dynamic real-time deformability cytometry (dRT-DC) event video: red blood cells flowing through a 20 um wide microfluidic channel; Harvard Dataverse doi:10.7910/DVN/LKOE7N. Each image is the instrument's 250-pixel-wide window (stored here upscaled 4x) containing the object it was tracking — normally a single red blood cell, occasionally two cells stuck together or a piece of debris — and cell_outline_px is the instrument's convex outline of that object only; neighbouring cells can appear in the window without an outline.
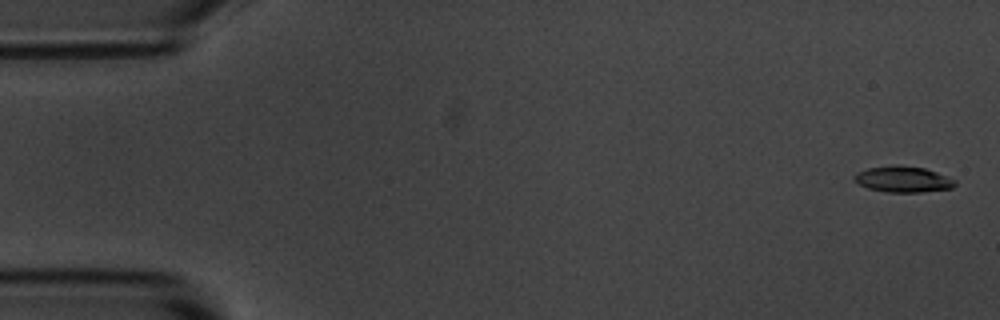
{"species": "common noctule bat (a hibernating species)", "species_latin": "Nyctalus noctula", "temperature_condition": "room temperature", "stored_images_in_passage": 5, "camera_frame_rate_fps": 3000, "um_per_image_px": 0.085, "animal": {"sex": "male", "body_mass_g": 20.1, "forearm_length_mm": 53.5}, "frame": {"image": 1, "passage_image": 1, "time_ms": 0.0, "image_size_px": [1000, 320], "cell_outline_px": [[956, 184], [952, 188], [920, 192], [888, 192], [868, 188], [852, 180], [852, 176], [856, 172], [868, 168], [924, 168], [936, 172], [956, 180]], "centroid_in_image_um": [76.75, 15.29], "position_along_channel_um": 8.2, "area_um2": 14.51}}
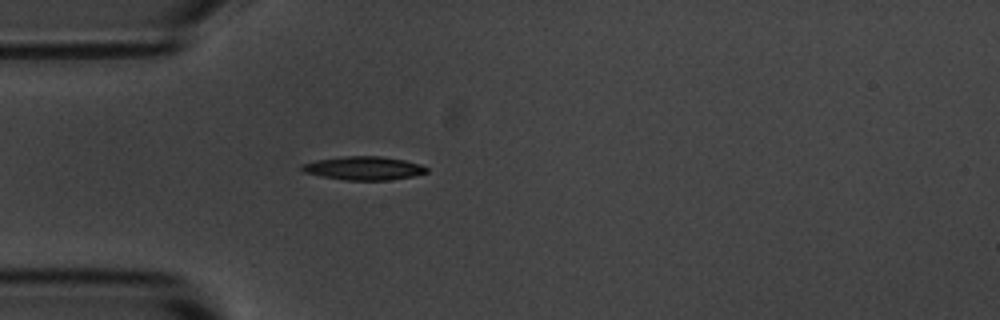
{"frame": {"image": 2, "passage_image": 5, "time_ms": 4.667, "image_size_px": [1000, 320], "cell_outline_px": [[428, 172], [412, 176], [388, 180], [344, 180], [320, 176], [304, 172], [300, 168], [300, 164], [316, 160], [344, 156], [380, 156], [404, 160], [420, 164], [428, 168]], "centroid_in_image_um": [30.89, 14.29], "position_along_channel_um": 54.1, "area_um2": 17.11}}